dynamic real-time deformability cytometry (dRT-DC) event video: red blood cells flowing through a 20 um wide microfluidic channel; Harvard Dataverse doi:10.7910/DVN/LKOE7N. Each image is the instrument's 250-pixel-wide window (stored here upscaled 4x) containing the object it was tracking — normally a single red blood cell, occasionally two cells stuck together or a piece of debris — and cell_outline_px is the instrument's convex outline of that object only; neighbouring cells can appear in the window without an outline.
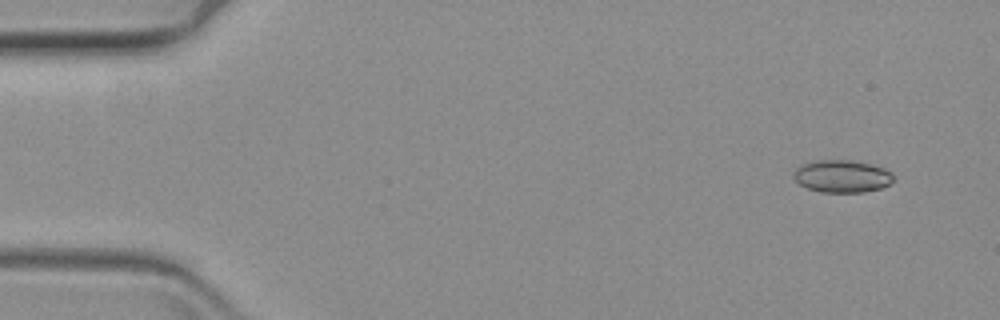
{"species": "common noctule bat (a hibernating species)", "species_latin": "Nyctalus noctula", "temperature_condition": "warm", "stored_images_in_passage": 19, "camera_frame_rate_fps": 3000, "um_per_image_px": 0.085, "animal": {"sex": "female", "body_mass_g": 19.3, "forearm_length_mm": 54.1}, "frame": {"image": 1, "passage_image": 4, "time_ms": 1.0, "image_size_px": [1000, 320], "cell_outline_px": [[896, 180], [880, 188], [864, 192], [820, 192], [808, 188], [800, 184], [792, 176], [792, 172], [800, 164], [816, 160], [852, 160], [872, 164], [884, 168], [892, 172]], "centroid_in_image_um": [71.57, 14.97], "position_along_channel_um": 13.4, "area_um2": 19.13}}
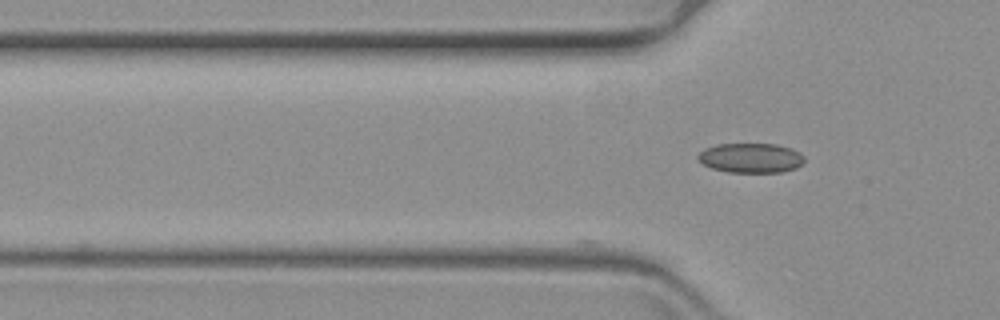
{"frame": {"image": 2, "passage_image": 19, "time_ms": 6.0, "image_size_px": [1000, 320], "cell_outline_px": [[804, 160], [796, 168], [784, 172], [728, 172], [712, 168], [704, 164], [696, 156], [704, 148], [716, 144], [776, 144], [792, 148], [800, 152], [804, 156]], "centroid_in_image_um": [63.83, 13.42], "position_along_channel_um": 62.0, "area_um2": 18.44}}